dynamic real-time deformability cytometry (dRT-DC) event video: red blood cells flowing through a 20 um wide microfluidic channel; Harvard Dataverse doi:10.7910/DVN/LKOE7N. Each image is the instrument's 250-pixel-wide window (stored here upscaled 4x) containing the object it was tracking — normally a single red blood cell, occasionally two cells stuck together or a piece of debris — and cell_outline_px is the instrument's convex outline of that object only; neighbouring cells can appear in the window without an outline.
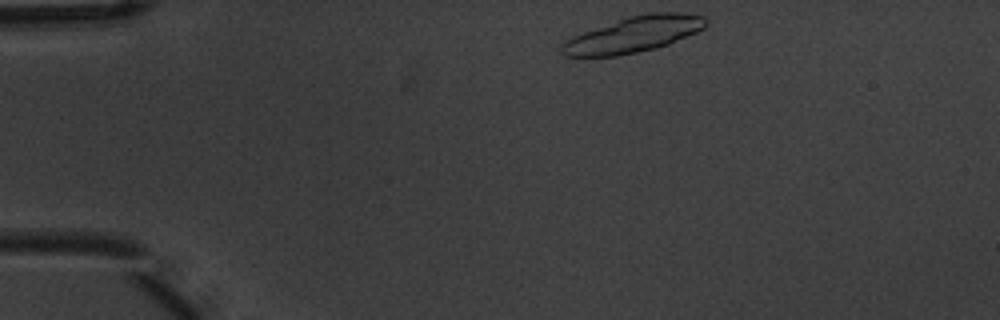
{"species": "common noctule bat (a hibernating species)", "species_latin": "Nyctalus noctula", "temperature_condition": "warm", "stored_images_in_passage": 4, "camera_frame_rate_fps": 3000, "um_per_image_px": 0.085, "animal": {"sex": "male", "body_mass_g": 20.1, "forearm_length_mm": 53.5}, "frame": {"image": 1, "passage_image": 1, "time_ms": 0.0, "image_size_px": [1000, 320], "cell_outline_px": [[708, 24], [704, 28], [696, 32], [668, 44], [656, 48], [616, 56], [564, 56], [560, 52], [560, 48], [564, 40], [572, 36], [628, 16], [652, 12], [684, 12], [704, 16], [708, 20]], "centroid_in_image_um": [53.87, 2.92], "position_along_channel_um": 31.1, "area_um2": 30.06}}